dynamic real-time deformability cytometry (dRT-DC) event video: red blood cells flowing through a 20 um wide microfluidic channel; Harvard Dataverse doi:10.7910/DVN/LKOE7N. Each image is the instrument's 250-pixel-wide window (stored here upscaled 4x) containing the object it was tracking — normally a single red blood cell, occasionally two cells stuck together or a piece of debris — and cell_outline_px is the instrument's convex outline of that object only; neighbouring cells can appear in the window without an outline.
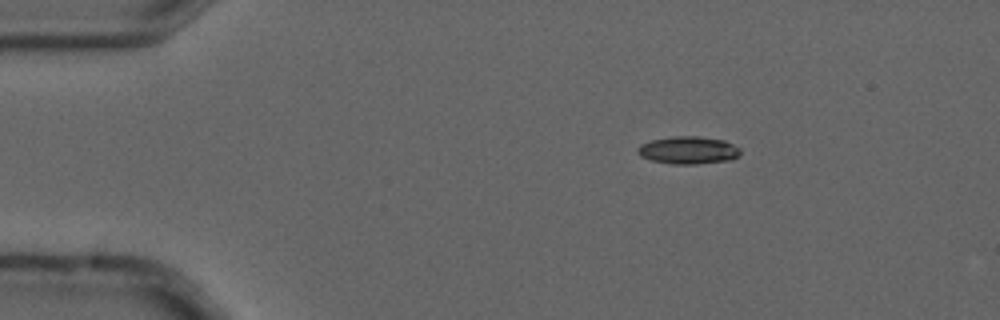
{"species": "common noctule bat (a hibernating species)", "species_latin": "Nyctalus noctula", "temperature_condition": "cold", "stored_images_in_passage": 5, "camera_frame_rate_fps": 3000, "um_per_image_px": 0.085, "animal": {"sex": "male", "forearm_length_mm": 52.5}, "frame": {"image": 1, "passage_image": 3, "time_ms": 0.667, "image_size_px": [1000, 320], "cell_outline_px": [[740, 156], [732, 160], [696, 164], [672, 164], [652, 160], [640, 156], [636, 152], [636, 148], [640, 144], [652, 140], [672, 136], [696, 136], [724, 140], [740, 148]], "centroid_in_image_um": [58.5, 12.77], "position_along_channel_um": 26.5, "area_um2": 16.65}}